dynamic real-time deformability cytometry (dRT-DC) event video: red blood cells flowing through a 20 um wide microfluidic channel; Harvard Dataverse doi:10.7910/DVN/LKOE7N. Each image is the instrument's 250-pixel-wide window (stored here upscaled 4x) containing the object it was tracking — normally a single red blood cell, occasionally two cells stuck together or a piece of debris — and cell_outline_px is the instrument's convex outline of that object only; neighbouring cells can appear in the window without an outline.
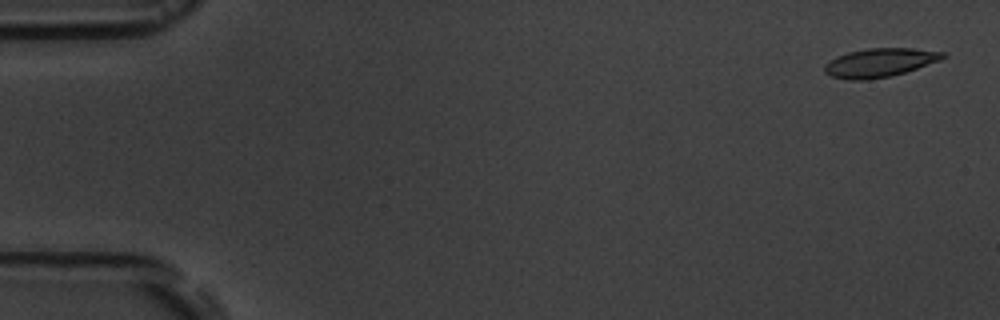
{"species": "common noctule bat (a hibernating species)", "species_latin": "Nyctalus noctula", "temperature_condition": "room temperature", "stored_images_in_passage": 5, "camera_frame_rate_fps": 3000, "um_per_image_px": 0.085, "animal": {"sex": "male", "body_mass_g": 19.5, "forearm_length_mm": 54.6}, "frame": {"image": 1, "passage_image": 1, "time_ms": 0.0, "image_size_px": [1000, 320], "cell_outline_px": [[948, 56], [940, 60], [904, 72], [888, 76], [868, 80], [848, 80], [832, 76], [824, 72], [824, 64], [836, 56], [848, 52], [868, 48], [912, 48], [944, 52]], "centroid_in_image_um": [74.75, 5.32], "position_along_channel_um": 10.3, "area_um2": 19.71}}
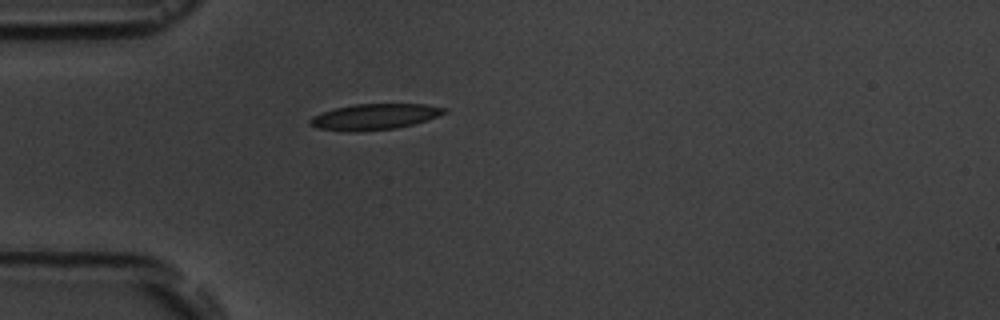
{"frame": {"image": 2, "passage_image": 5, "time_ms": 4.667, "image_size_px": [1000, 320], "cell_outline_px": [[448, 112], [428, 120], [396, 128], [360, 132], [352, 132], [316, 128], [308, 124], [308, 120], [312, 116], [336, 108], [356, 104], [428, 104], [448, 108]], "centroid_in_image_um": [31.86, 9.93], "position_along_channel_um": 53.1, "area_um2": 20.4}}